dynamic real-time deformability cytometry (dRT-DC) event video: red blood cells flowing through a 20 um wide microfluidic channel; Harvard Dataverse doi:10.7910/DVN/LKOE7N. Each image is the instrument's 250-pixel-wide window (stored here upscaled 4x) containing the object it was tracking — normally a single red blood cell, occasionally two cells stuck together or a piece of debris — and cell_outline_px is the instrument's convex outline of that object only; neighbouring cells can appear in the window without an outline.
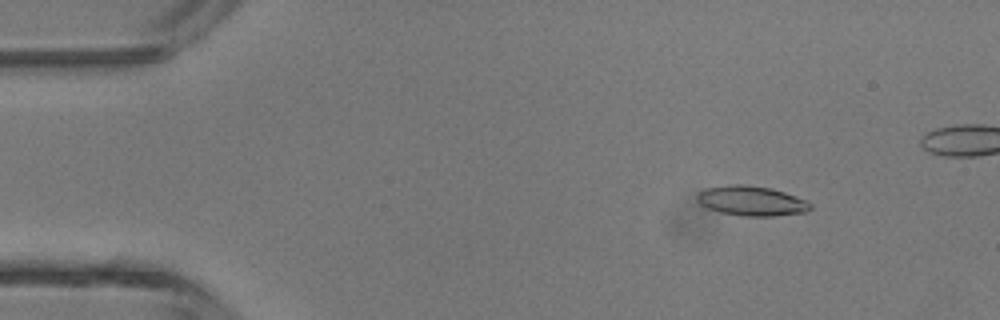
{"species": "common noctule bat (a hibernating species)", "species_latin": "Nyctalus noctula", "temperature_condition": "room temperature", "stored_images_in_passage": 5, "camera_frame_rate_fps": 3000, "um_per_image_px": 0.085, "animal": {"sex": "male", "body_mass_g": 13.3}, "frame": {"image": 1, "passage_image": 2, "time_ms": 0.333, "image_size_px": [1000, 320], "cell_outline_px": [[812, 208], [808, 212], [776, 216], [744, 216], [720, 212], [708, 208], [700, 204], [696, 200], [696, 196], [704, 188], [732, 184], [744, 184], [772, 188], [796, 196], [812, 204]], "centroid_in_image_um": [63.89, 17.07], "position_along_channel_um": 21.1, "area_um2": 19.83}}